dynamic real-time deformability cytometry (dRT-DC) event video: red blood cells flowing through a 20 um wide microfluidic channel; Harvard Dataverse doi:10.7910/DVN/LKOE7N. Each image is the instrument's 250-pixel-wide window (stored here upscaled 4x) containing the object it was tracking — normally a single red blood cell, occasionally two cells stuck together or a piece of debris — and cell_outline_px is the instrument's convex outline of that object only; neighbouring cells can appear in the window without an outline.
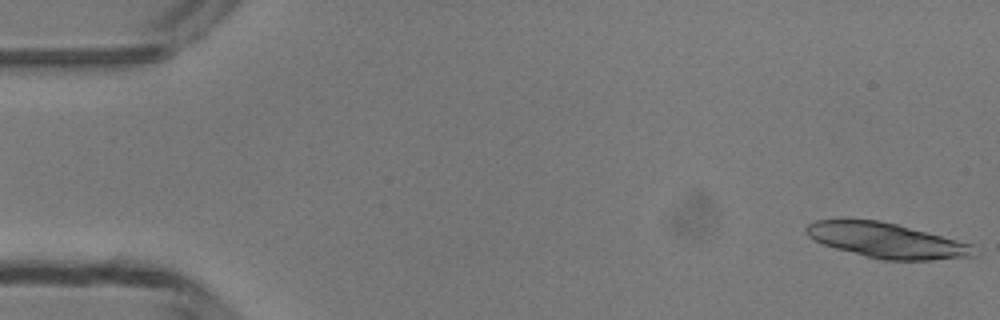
{"species": "common noctule bat (a hibernating species)", "species_latin": "Nyctalus noctula", "temperature_condition": "room temperature", "stored_images_in_passage": 50, "camera_frame_rate_fps": 3000, "um_per_image_px": 0.085, "animal": {"sex": "male", "body_mass_g": 13.3}, "frame": {"image": 1, "passage_image": 1, "time_ms": 0.0, "image_size_px": [1000, 320], "cell_outline_px": [[972, 256], [932, 260], [884, 260], [864, 256], [836, 248], [824, 244], [808, 236], [804, 232], [804, 228], [808, 224], [816, 220], [880, 220], [896, 224], [972, 244]], "centroid_in_image_um": [75.3, 20.44], "position_along_channel_um": 9.7, "area_um2": 33.58}}
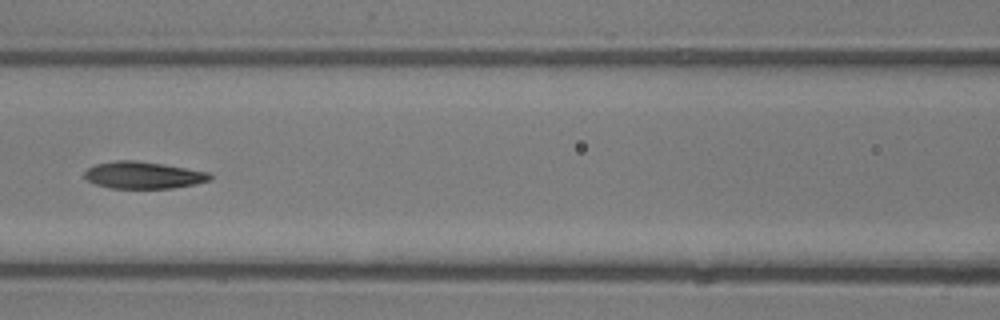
{"frame": {"image": 2, "passage_image": 22, "time_ms": 7.0, "image_size_px": [1000, 320], "cell_outline_px": [[212, 180], [196, 184], [172, 188], [112, 188], [96, 184], [88, 180], [84, 176], [84, 172], [88, 168], [96, 164], [116, 160], [136, 160], [164, 164], [208, 172], [212, 176]], "centroid_in_image_um": [12.2, 14.88], "position_along_channel_um": 154.4, "area_um2": 19.71}}
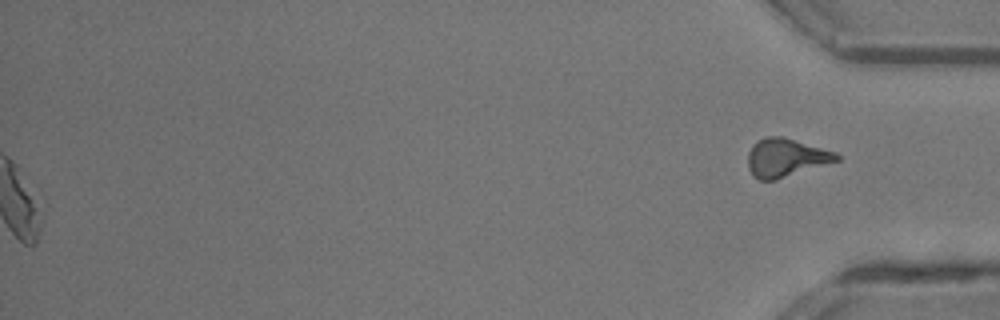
{"frame": {"image": 3, "passage_image": 50, "time_ms": 16.333, "image_size_px": [1000, 320], "cell_outline_px": [[840, 160], [776, 180], [760, 180], [752, 176], [748, 168], [748, 152], [752, 144], [756, 140], [764, 136], [784, 136], [836, 152], [840, 156]], "centroid_in_image_um": [66.77, 13.39], "position_along_channel_um": 368.4, "area_um2": 20.11}, "authors_computed_cell_mechanics": {"area_um2": 20.3745, "velocity_mm_per_s": 4.1695, "shape_relaxation_time_tau1_ms": null, "shape_relaxation_time_tau2_ms": 4.0387, "deformation_change_tau1": null, "deformation_change_tau2": 0.1372}}